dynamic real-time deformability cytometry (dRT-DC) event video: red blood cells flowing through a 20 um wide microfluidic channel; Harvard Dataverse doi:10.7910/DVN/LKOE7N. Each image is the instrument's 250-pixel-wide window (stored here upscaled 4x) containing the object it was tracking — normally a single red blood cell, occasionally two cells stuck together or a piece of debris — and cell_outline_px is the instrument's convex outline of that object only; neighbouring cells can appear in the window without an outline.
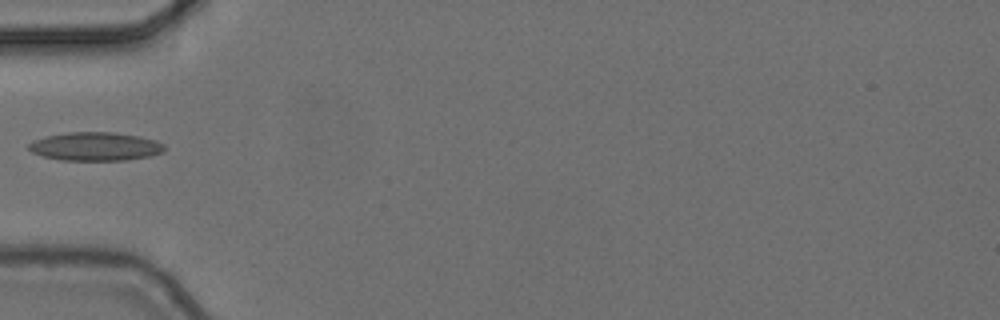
{"species": "common noctule bat (a hibernating species)", "species_latin": "Nyctalus noctula", "temperature_condition": "cold", "stored_images_in_passage": 6, "camera_frame_rate_fps": 3000, "um_per_image_px": 0.085, "animal": {"sex": "female", "body_mass_g": 24.6, "forearm_length_mm": 56.2}, "frame": {"image": 1, "passage_image": 6, "time_ms": 1.667, "image_size_px": [1000, 320], "cell_outline_px": [[164, 152], [148, 156], [128, 160], [60, 160], [44, 156], [32, 152], [28, 148], [28, 144], [32, 140], [44, 136], [68, 132], [112, 132], [140, 136], [156, 140], [164, 144]], "centroid_in_image_um": [8.09, 12.44], "position_along_channel_um": 76.9, "area_um2": 22.66}}